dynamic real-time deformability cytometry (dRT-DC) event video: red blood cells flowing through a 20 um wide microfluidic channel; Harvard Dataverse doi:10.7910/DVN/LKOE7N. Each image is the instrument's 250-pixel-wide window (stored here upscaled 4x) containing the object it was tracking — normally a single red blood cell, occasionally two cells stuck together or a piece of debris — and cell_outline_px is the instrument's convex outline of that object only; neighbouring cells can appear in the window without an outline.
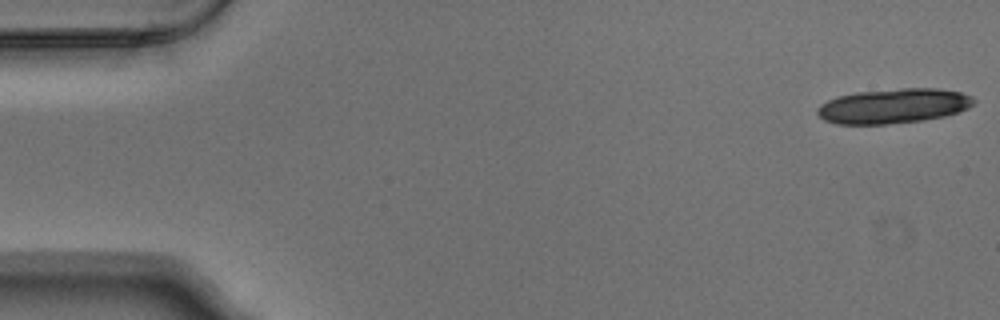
{"species": "Egyptian fruit bat (a non-hibernating species)", "species_latin": "Rousettus aegyptiacus", "temperature_condition": "warm", "stored_images_in_passage": 6, "segment_of_instrument_passage": [1, 2], "camera_frame_rate_fps": 3000, "um_per_image_px": 0.085, "animal": {"sex": "male"}, "frame": {"image": 1, "passage_image": 1, "time_ms": 0.0, "image_size_px": [1000, 320], "cell_outline_px": [[976, 100], [968, 108], [960, 112], [944, 116], [924, 120], [884, 124], [836, 124], [824, 120], [816, 112], [816, 108], [820, 104], [836, 96], [856, 92], [900, 88], [936, 88], [960, 92], [972, 96]], "centroid_in_image_um": [75.93, 9.0], "position_along_channel_um": 9.1, "area_um2": 31.85}}